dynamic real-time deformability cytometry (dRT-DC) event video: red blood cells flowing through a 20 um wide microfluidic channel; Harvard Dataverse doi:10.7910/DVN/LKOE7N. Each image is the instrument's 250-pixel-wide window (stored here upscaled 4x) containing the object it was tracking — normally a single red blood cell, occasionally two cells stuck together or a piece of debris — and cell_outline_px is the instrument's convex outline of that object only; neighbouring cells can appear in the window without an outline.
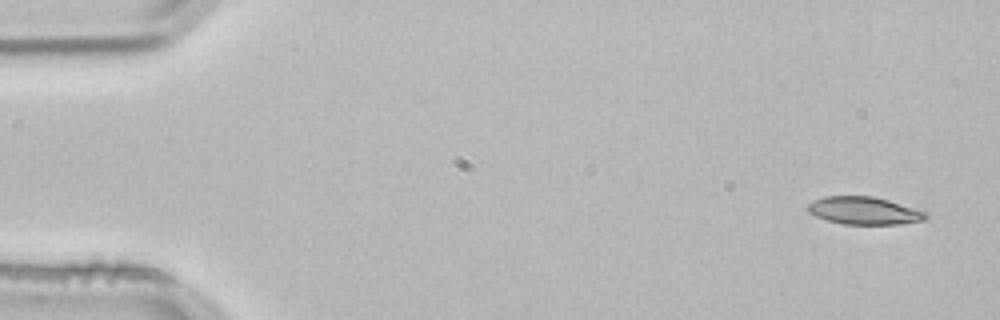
{"species": "common noctule bat (a hibernating species)", "species_latin": "Nyctalus noctula", "temperature_condition": "room temperature", "stored_images_in_passage": 4, "camera_frame_rate_fps": 3000, "um_per_image_px": 0.085, "animal": {"sex": "male", "body_mass_g": 21.5, "forearm_length_mm": 52.0}, "frame": {"image": 1, "passage_image": 1, "time_ms": 0.0, "image_size_px": [1000, 320], "cell_outline_px": [[928, 216], [924, 220], [900, 224], [844, 224], [828, 220], [816, 216], [808, 212], [808, 204], [812, 200], [824, 196], [872, 196], [888, 200], [928, 212]], "centroid_in_image_um": [73.45, 17.9], "position_along_channel_um": 11.5, "area_um2": 18.96}}
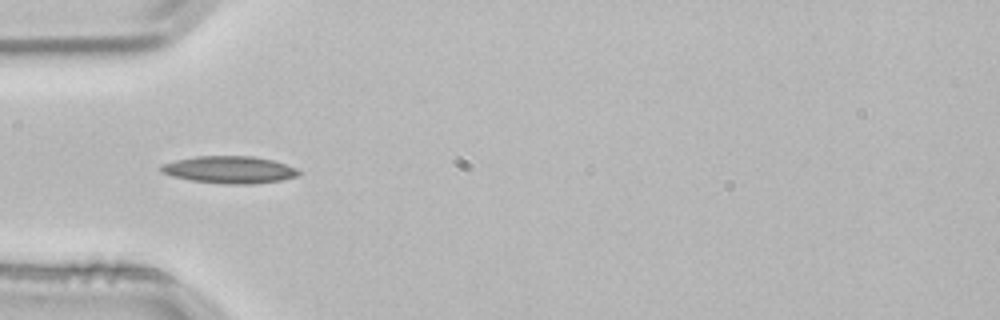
{"frame": {"image": 2, "passage_image": 4, "time_ms": 1.0, "image_size_px": [1000, 320], "cell_outline_px": [[300, 172], [296, 176], [280, 180], [252, 184], [224, 184], [192, 180], [172, 176], [160, 172], [160, 164], [176, 160], [196, 156], [252, 156], [272, 160], [296, 168]], "centroid_in_image_um": [19.46, 14.42], "position_along_channel_um": 65.5, "area_um2": 21.68}}